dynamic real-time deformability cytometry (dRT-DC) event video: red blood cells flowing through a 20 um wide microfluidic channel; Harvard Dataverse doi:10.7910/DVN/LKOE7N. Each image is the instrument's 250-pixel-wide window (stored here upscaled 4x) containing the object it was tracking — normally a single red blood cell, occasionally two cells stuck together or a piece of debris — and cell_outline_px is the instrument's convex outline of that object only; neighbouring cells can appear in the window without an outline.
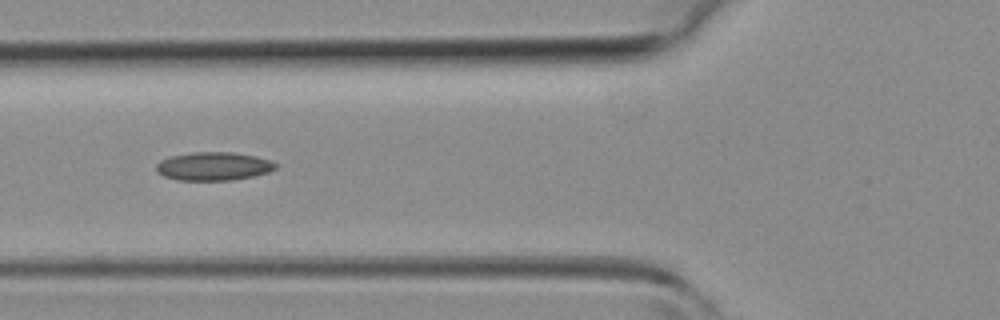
{"species": "common noctule bat (a hibernating species)", "species_latin": "Nyctalus noctula", "temperature_condition": "room temperature", "stored_images_in_passage": 28, "camera_frame_rate_fps": 3000, "um_per_image_px": 0.085, "animal": {"sex": "female", "body_mass_g": 19.3, "forearm_length_mm": 54.1}, "frame": {"image": 1, "passage_image": 4, "time_ms": 1.0, "image_size_px": [1000, 320], "cell_outline_px": [[276, 168], [268, 172], [252, 176], [232, 180], [176, 180], [164, 176], [156, 172], [156, 164], [160, 160], [172, 156], [192, 152], [232, 152], [256, 156], [268, 160], [276, 164]], "centroid_in_image_um": [18.11, 14.13], "position_along_channel_um": 107.7, "area_um2": 19.65}}
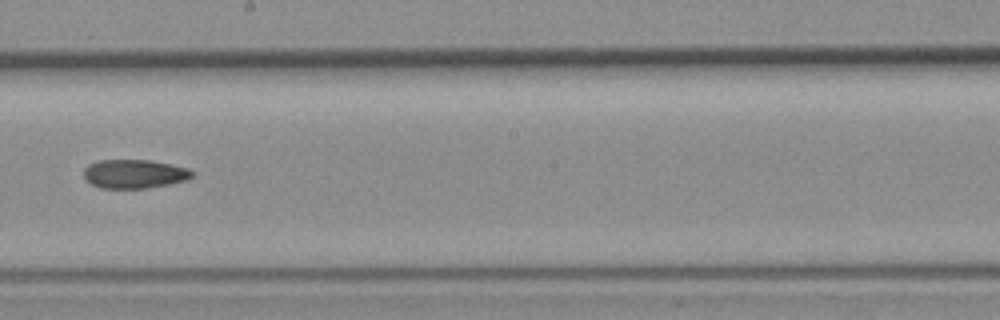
{"frame": {"image": 2, "passage_image": 12, "time_ms": 3.667, "image_size_px": [1000, 320], "cell_outline_px": [[196, 176], [188, 180], [168, 184], [144, 188], [100, 188], [84, 180], [84, 168], [88, 164], [100, 160], [148, 160], [188, 168], [196, 172]], "centroid_in_image_um": [11.44, 14.78], "position_along_channel_um": 236.8, "area_um2": 18.32}}
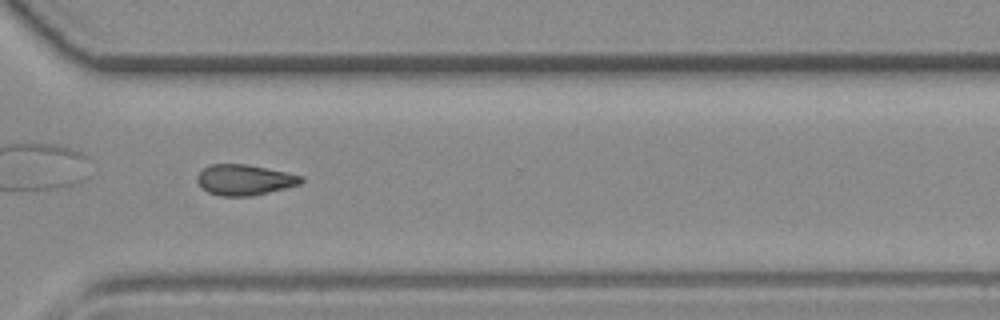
{"frame": {"image": 3, "passage_image": 19, "time_ms": 6.0, "image_size_px": [1000, 320], "cell_outline_px": [[304, 180], [300, 184], [252, 196], [220, 196], [208, 192], [196, 180], [196, 176], [204, 168], [212, 164], [244, 164], [304, 176]], "centroid_in_image_um": [20.77, 15.29], "position_along_channel_um": 349.8, "area_um2": 18.26}}